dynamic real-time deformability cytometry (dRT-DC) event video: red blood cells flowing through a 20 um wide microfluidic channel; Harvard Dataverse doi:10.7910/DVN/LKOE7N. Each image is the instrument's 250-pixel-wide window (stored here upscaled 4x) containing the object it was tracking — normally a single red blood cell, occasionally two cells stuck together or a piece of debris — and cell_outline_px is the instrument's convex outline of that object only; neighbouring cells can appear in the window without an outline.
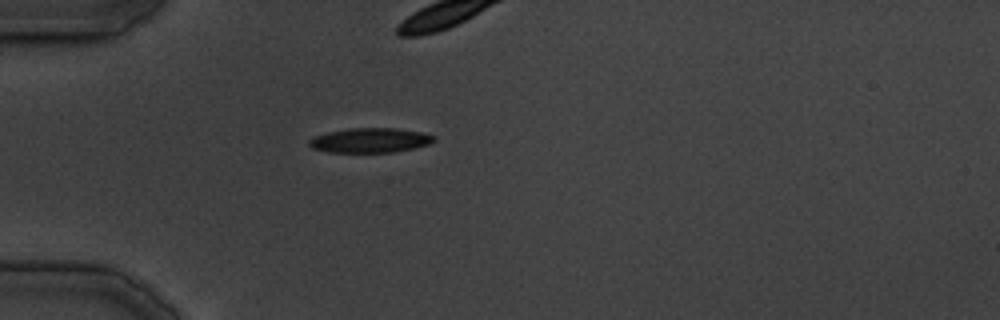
{"species": "common noctule bat (a hibernating species)", "species_latin": "Nyctalus noctula", "temperature_condition": "cold", "stored_images_in_passage": 27, "camera_frame_rate_fps": 3000, "um_per_image_px": 0.085, "animal": {"sex": "male", "body_mass_g": 19.5, "forearm_length_mm": 54.6}, "frame": {"image": 1, "passage_image": 1, "time_ms": 0.0, "image_size_px": [1000, 320], "cell_outline_px": [[436, 140], [428, 144], [412, 148], [392, 152], [328, 152], [312, 148], [308, 144], [308, 140], [312, 136], [328, 132], [348, 128], [396, 128], [420, 132], [436, 136]], "centroid_in_image_um": [31.42, 11.92], "position_along_channel_um": 53.6, "area_um2": 17.92}}